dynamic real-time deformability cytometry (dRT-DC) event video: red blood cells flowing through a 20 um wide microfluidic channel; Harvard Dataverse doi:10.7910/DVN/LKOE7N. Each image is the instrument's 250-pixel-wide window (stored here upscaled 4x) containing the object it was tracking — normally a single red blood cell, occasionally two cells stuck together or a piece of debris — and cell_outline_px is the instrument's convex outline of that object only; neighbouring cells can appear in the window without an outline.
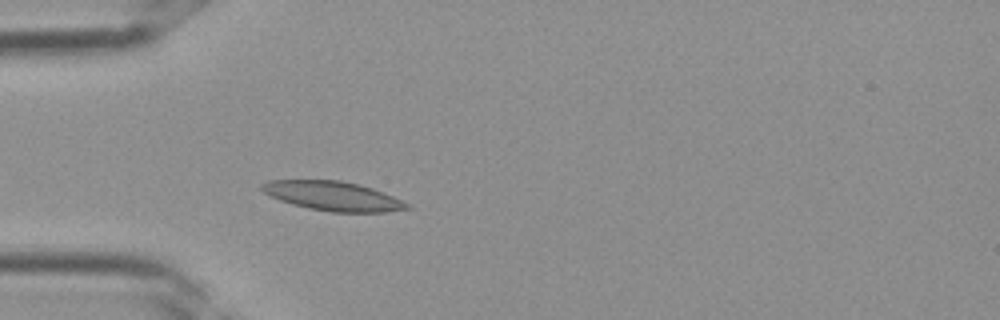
{"species": "Egyptian fruit bat (a non-hibernating species)", "species_latin": "Rousettus aegyptiacus", "temperature_condition": "room temperature", "stored_images_in_passage": 25, "camera_frame_rate_fps": 3000, "um_per_image_px": 0.085, "frame": {"image": 1, "passage_image": 3, "time_ms": 0.667, "image_size_px": [1000, 320], "cell_outline_px": [[412, 208], [384, 212], [332, 212], [308, 208], [292, 204], [280, 200], [264, 192], [260, 188], [260, 184], [268, 180], [340, 180], [372, 188], [412, 204]], "centroid_in_image_um": [28.31, 16.66], "position_along_channel_um": 56.7, "area_um2": 24.68}}
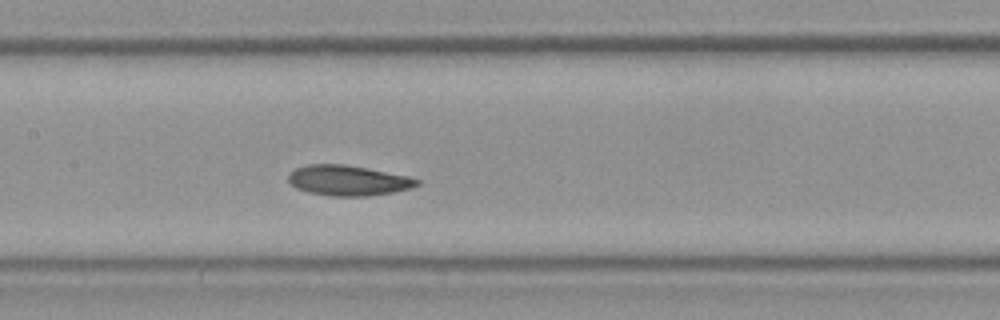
{"frame": {"image": 2, "passage_image": 10, "time_ms": 3.0, "image_size_px": [1000, 320], "cell_outline_px": [[420, 184], [412, 188], [392, 192], [368, 196], [332, 196], [308, 192], [296, 188], [288, 180], [288, 172], [296, 168], [308, 164], [344, 164], [368, 168], [408, 176], [420, 180]], "centroid_in_image_um": [29.58, 15.33], "position_along_channel_um": 177.8, "area_um2": 22.77}}
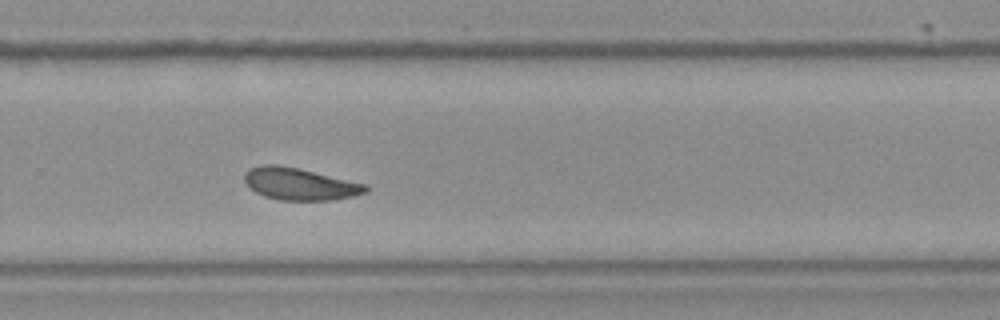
{"frame": {"image": 3, "passage_image": 17, "time_ms": 5.333, "image_size_px": [1000, 320], "cell_outline_px": [[368, 192], [352, 196], [332, 200], [280, 200], [264, 196], [248, 188], [244, 180], [244, 172], [260, 164], [276, 164], [296, 168], [368, 184]], "centroid_in_image_um": [25.46, 15.64], "position_along_channel_um": 304.3, "area_um2": 22.66}}